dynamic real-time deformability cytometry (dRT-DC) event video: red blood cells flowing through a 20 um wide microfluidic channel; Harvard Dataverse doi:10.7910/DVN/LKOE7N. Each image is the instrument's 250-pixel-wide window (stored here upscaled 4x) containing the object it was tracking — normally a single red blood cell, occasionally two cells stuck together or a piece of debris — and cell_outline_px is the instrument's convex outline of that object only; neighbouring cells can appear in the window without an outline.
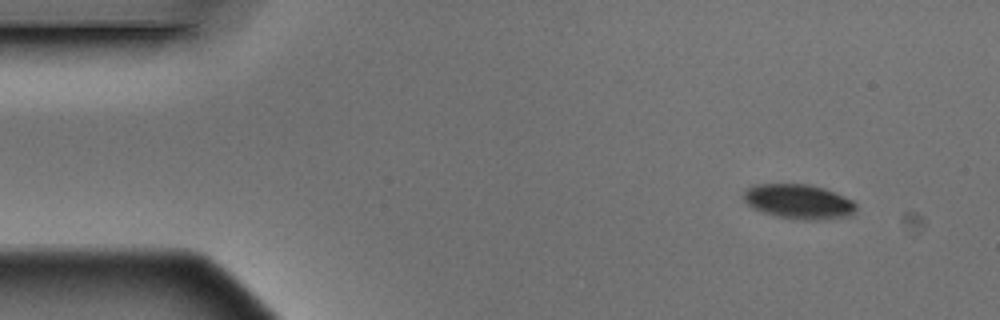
{"species": "Egyptian fruit bat (a non-hibernating species)", "species_latin": "Rousettus aegyptiacus", "temperature_condition": "warm", "stored_images_in_passage": 4, "camera_frame_rate_fps": 3000, "um_per_image_px": 0.085, "animal": {"sex": "male"}, "frame": {"image": 1, "passage_image": 1, "time_ms": 0.0, "image_size_px": [1000, 320], "cell_outline_px": [[856, 208], [852, 216], [824, 220], [804, 220], [776, 216], [752, 208], [744, 200], [744, 192], [748, 188], [756, 184], [808, 184], [824, 188], [852, 200], [856, 204]], "centroid_in_image_um": [67.92, 17.15], "position_along_channel_um": 17.1, "area_um2": 22.72}}
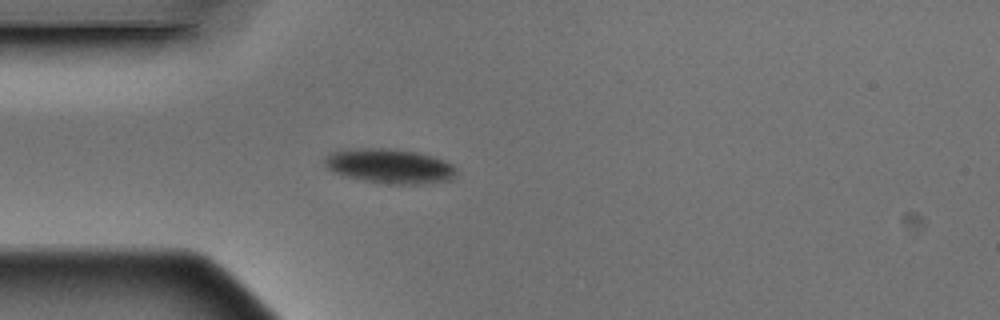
{"frame": {"image": 2, "passage_image": 4, "time_ms": 1.0, "image_size_px": [1000, 320], "cell_outline_px": [[456, 176], [452, 180], [432, 184], [388, 184], [364, 180], [344, 176], [328, 168], [324, 164], [324, 156], [332, 152], [352, 148], [396, 148], [416, 152], [432, 156], [444, 160], [452, 164], [456, 168]], "centroid_in_image_um": [33.17, 14.12], "position_along_channel_um": 51.8, "area_um2": 26.93}}